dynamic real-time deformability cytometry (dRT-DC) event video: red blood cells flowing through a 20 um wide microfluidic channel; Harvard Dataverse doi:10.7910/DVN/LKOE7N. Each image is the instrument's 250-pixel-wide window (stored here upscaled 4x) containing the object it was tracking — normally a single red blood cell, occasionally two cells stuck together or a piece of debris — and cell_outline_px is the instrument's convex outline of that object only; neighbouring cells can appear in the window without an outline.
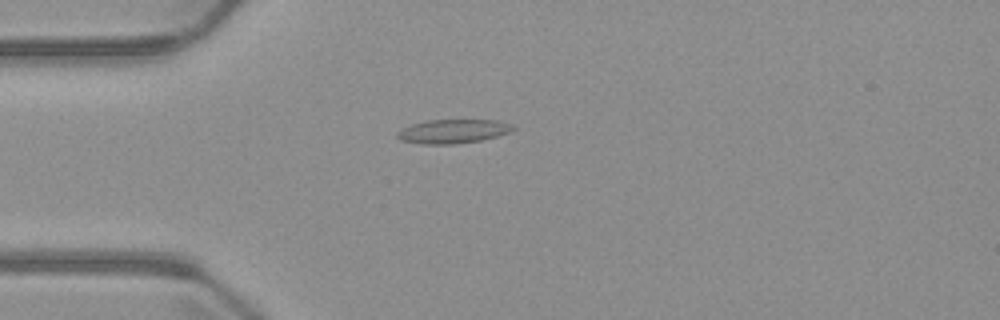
{"species": "common noctule bat (a hibernating species)", "species_latin": "Nyctalus noctula", "temperature_condition": "warm", "stored_images_in_passage": 4, "camera_frame_rate_fps": 3000, "um_per_image_px": 0.085, "animal": {"sex": "male", "body_mass_g": 23.1, "forearm_length_mm": 52.7}, "frame": {"image": 1, "passage_image": 4, "time_ms": 4.333, "image_size_px": [1000, 320], "cell_outline_px": [[516, 128], [512, 132], [480, 140], [456, 144], [420, 144], [400, 140], [396, 136], [396, 132], [412, 124], [428, 120], [496, 120], [512, 124]], "centroid_in_image_um": [38.51, 11.16], "position_along_channel_um": 46.5, "area_um2": 16.18}}